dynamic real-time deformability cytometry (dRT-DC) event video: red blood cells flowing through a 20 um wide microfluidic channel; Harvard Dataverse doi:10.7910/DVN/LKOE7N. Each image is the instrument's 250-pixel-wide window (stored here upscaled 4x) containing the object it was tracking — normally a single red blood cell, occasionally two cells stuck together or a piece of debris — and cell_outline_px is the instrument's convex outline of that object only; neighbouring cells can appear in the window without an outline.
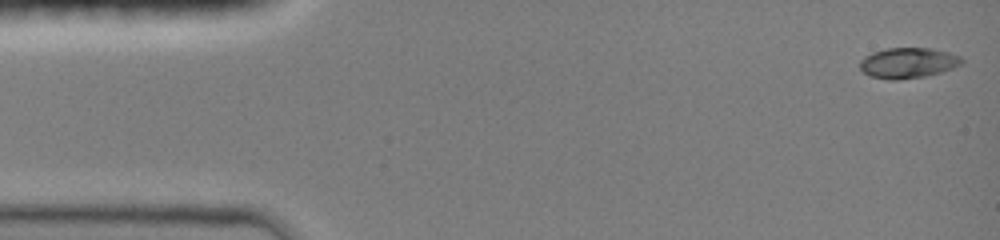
{"species": "common noctule bat (a hibernating species)", "species_latin": "Nyctalus noctula", "temperature_condition": "room temperature", "stored_images_in_passage": 47, "camera_frame_rate_fps": 3000, "um_per_image_px": 0.085, "animal": {"sex": "female", "body_mass_g": 19.0, "forearm_length_mm": 51.5}, "frame": {"image": 1, "passage_image": 1, "time_ms": 0.0, "image_size_px": [1000, 240], "cell_outline_px": [[964, 60], [960, 64], [952, 68], [940, 72], [924, 76], [900, 80], [888, 80], [868, 76], [860, 68], [860, 60], [864, 56], [872, 52], [888, 48], [932, 48], [948, 52], [960, 56]], "centroid_in_image_um": [77.14, 5.35], "position_along_channel_um": 7.9, "area_um2": 18.15}}
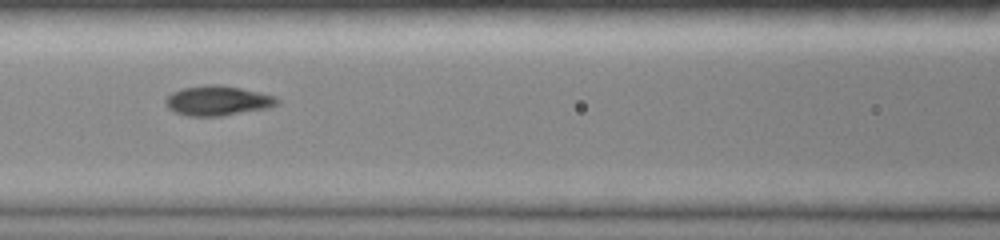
{"frame": {"image": 2, "passage_image": 20, "time_ms": 6.333, "image_size_px": [1000, 240], "cell_outline_px": [[280, 104], [268, 108], [224, 116], [188, 116], [176, 112], [168, 108], [164, 104], [164, 100], [172, 92], [180, 88], [204, 84], [216, 84], [240, 88], [276, 96], [280, 100]], "centroid_in_image_um": [18.5, 8.56], "position_along_channel_um": 148.1, "area_um2": 19.65}}
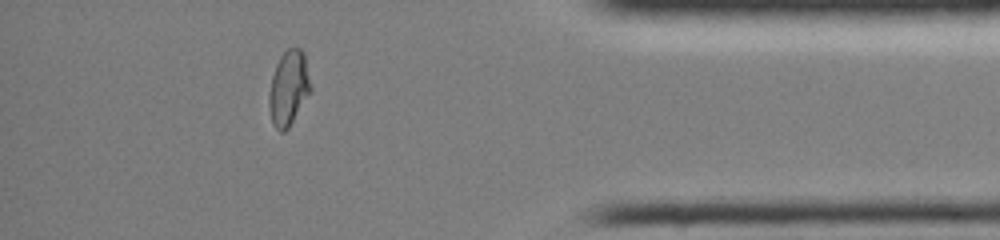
{"frame": {"image": 3, "passage_image": 41, "time_ms": 13.333, "image_size_px": [1000, 240], "cell_outline_px": [[312, 88], [288, 128], [284, 132], [280, 132], [272, 124], [268, 104], [268, 96], [272, 76], [276, 64], [280, 56], [288, 48], [300, 48], [304, 52]], "centroid_in_image_um": [24.52, 7.48], "position_along_channel_um": 410.7, "area_um2": 18.09}, "authors_computed_cell_mechanics": {"area_um2": 18.2648, "velocity_mm_per_s": 4.0625, "shape_relaxation_time_tau1_ms": 5.8793, "shape_relaxation_time_tau2_ms": null, "deformation_change_tau1": 0.2333, "deformation_change_tau2": null}}